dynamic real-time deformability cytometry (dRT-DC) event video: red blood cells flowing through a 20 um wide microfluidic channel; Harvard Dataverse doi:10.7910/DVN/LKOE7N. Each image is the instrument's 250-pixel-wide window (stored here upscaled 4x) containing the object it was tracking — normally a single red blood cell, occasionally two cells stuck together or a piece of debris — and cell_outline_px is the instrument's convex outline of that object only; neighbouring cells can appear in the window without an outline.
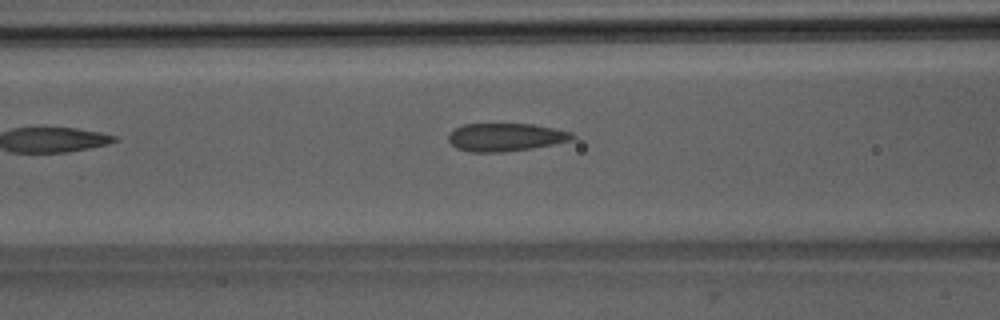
{"species": "Egyptian fruit bat (a non-hibernating species)", "species_latin": "Rousettus aegyptiacus", "temperature_condition": "room temperature", "stored_images_in_passage": 6, "camera_frame_rate_fps": 3000, "um_per_image_px": 0.085, "animal": {"sex": "male"}, "frame": {"image": 1, "passage_image": 6, "time_ms": 6.667, "image_size_px": [1000, 320], "cell_outline_px": [[576, 136], [572, 140], [532, 148], [504, 152], [472, 152], [456, 148], [448, 140], [448, 132], [464, 124], [532, 124], [572, 132]], "centroid_in_image_um": [42.95, 11.66], "position_along_channel_um": 123.6, "area_um2": 20.17}}